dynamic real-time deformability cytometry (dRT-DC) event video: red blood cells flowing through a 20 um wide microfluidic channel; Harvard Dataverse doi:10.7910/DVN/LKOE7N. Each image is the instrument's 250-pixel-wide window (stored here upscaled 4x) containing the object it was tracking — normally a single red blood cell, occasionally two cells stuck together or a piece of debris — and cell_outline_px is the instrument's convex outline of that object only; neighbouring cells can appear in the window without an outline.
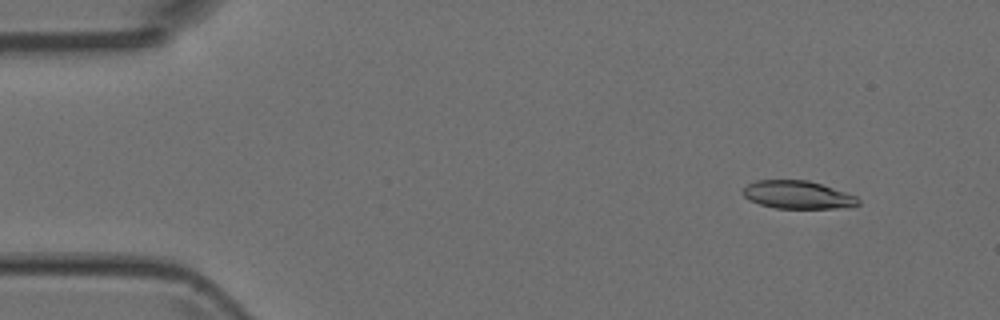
{"species": "Egyptian fruit bat (a non-hibernating species)", "species_latin": "Rousettus aegyptiacus", "temperature_condition": "room temperature", "stored_images_in_passage": 7, "camera_frame_rate_fps": 3000, "um_per_image_px": 0.085, "animal": {"sex": "female"}, "frame": {"image": 1, "passage_image": 2, "time_ms": 0.333, "image_size_px": [1000, 320], "cell_outline_px": [[860, 204], [848, 208], [776, 208], [760, 204], [744, 196], [740, 192], [748, 184], [756, 180], [808, 180], [856, 196], [860, 200]], "centroid_in_image_um": [67.81, 16.56], "position_along_channel_um": 17.2, "area_um2": 18.67}}
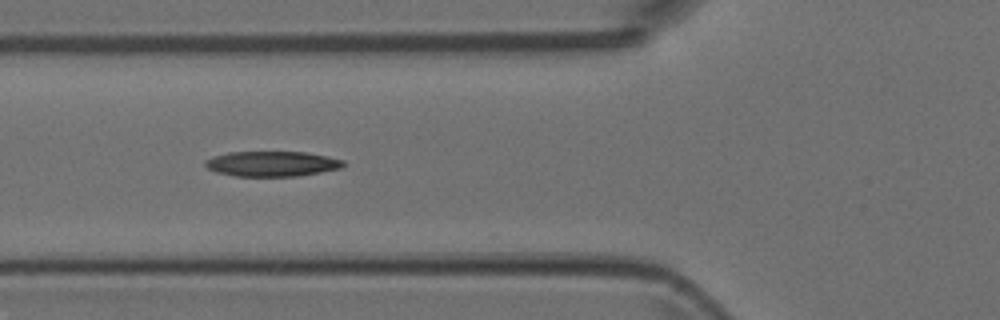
{"frame": {"image": 2, "passage_image": 6, "time_ms": 1.667, "image_size_px": [1000, 320], "cell_outline_px": [[344, 164], [340, 168], [320, 172], [296, 176], [236, 176], [216, 172], [208, 168], [204, 164], [204, 160], [212, 156], [228, 152], [304, 152], [328, 156], [344, 160]], "centroid_in_image_um": [23.08, 13.91], "position_along_channel_um": 102.7, "area_um2": 20.23}}
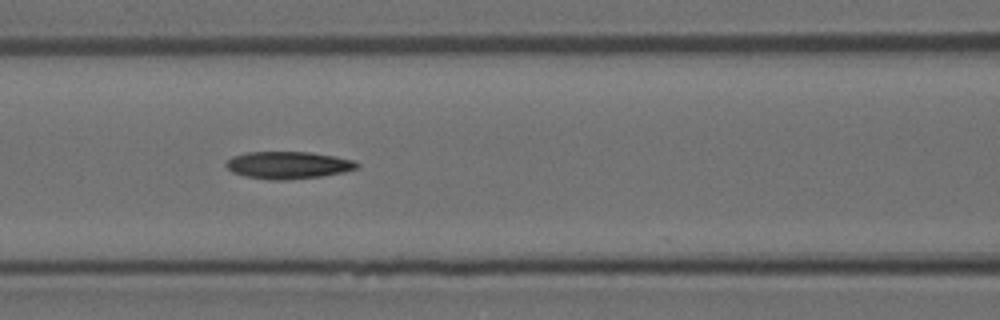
{"frame": {"image": 3, "passage_image": 7, "time_ms": 2.0, "image_size_px": [1000, 320], "cell_outline_px": [[360, 164], [356, 168], [344, 172], [320, 176], [288, 180], [268, 180], [244, 176], [232, 172], [224, 164], [232, 156], [244, 152], [308, 152], [356, 160]], "centroid_in_image_um": [24.46, 14.04], "position_along_channel_um": 142.1, "area_um2": 20.87}}